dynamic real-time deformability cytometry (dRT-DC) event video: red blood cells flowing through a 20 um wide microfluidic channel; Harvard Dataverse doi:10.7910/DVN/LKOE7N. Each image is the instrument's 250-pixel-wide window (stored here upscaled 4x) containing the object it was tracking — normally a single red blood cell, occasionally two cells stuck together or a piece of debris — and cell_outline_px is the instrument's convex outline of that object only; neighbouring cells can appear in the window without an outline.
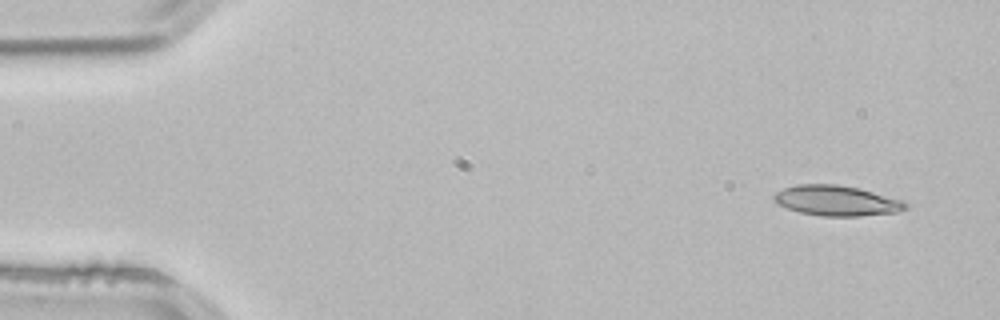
{"species": "common noctule bat (a hibernating species)", "species_latin": "Nyctalus noctula", "temperature_condition": "room temperature", "stored_images_in_passage": 3, "camera_frame_rate_fps": 3000, "um_per_image_px": 0.085, "animal": {"sex": "male", "body_mass_g": 21.5, "forearm_length_mm": 52.0}, "frame": {"image": 1, "passage_image": 1, "time_ms": 0.0, "image_size_px": [1000, 320], "cell_outline_px": [[908, 208], [896, 212], [860, 216], [820, 216], [800, 212], [788, 208], [780, 204], [772, 196], [776, 192], [784, 188], [796, 184], [836, 184], [860, 188], [904, 200], [908, 204]], "centroid_in_image_um": [71.16, 17.05], "position_along_channel_um": 13.8, "area_um2": 23.24}}
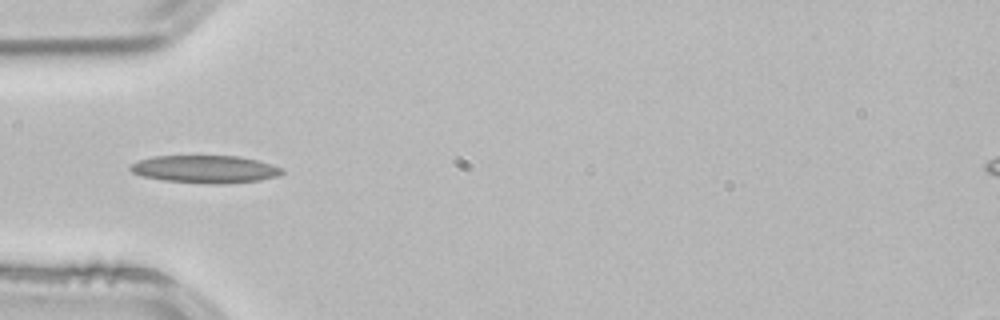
{"frame": {"image": 2, "passage_image": 3, "time_ms": 0.667, "image_size_px": [1000, 320], "cell_outline_px": [[284, 172], [276, 176], [260, 180], [224, 184], [212, 184], [164, 180], [144, 176], [132, 172], [128, 168], [128, 164], [152, 156], [236, 156], [256, 160], [272, 164], [284, 168]], "centroid_in_image_um": [17.43, 14.38], "position_along_channel_um": 67.6, "area_um2": 24.39}}